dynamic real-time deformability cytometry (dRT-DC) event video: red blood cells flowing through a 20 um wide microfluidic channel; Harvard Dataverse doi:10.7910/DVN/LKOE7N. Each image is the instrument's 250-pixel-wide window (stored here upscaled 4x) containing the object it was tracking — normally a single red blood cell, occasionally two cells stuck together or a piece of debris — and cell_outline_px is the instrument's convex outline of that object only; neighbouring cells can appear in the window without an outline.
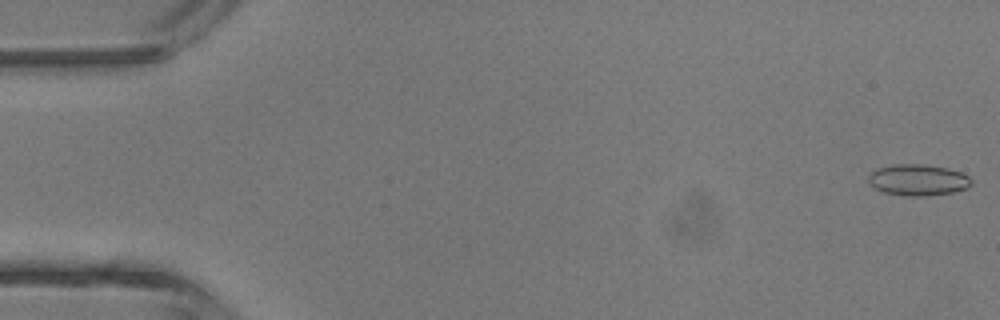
{"species": "common noctule bat (a hibernating species)", "species_latin": "Nyctalus noctula", "temperature_condition": "room temperature", "stored_images_in_passage": 4, "camera_frame_rate_fps": 3000, "um_per_image_px": 0.085, "animal": {"sex": "male", "body_mass_g": 13.3}, "frame": {"image": 1, "passage_image": 1, "time_ms": 0.0, "image_size_px": [1000, 320], "cell_outline_px": [[972, 184], [968, 188], [952, 192], [928, 196], [904, 196], [884, 192], [876, 188], [868, 180], [868, 176], [872, 172], [880, 168], [892, 164], [924, 164], [948, 168], [960, 172], [968, 176], [972, 180]], "centroid_in_image_um": [78.06, 15.3], "position_along_channel_um": 6.9, "area_um2": 18.73}}
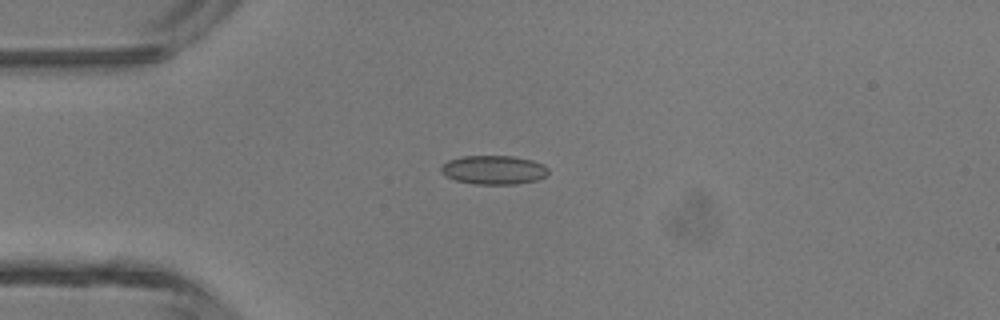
{"frame": {"image": 2, "passage_image": 4, "time_ms": 1.0, "image_size_px": [1000, 320], "cell_outline_px": [[548, 172], [544, 176], [536, 180], [516, 184], [476, 184], [456, 180], [444, 176], [440, 172], [440, 168], [448, 160], [460, 156], [512, 156], [532, 160], [544, 164], [548, 168]], "centroid_in_image_um": [41.94, 14.43], "position_along_channel_um": 43.1, "area_um2": 18.09}}